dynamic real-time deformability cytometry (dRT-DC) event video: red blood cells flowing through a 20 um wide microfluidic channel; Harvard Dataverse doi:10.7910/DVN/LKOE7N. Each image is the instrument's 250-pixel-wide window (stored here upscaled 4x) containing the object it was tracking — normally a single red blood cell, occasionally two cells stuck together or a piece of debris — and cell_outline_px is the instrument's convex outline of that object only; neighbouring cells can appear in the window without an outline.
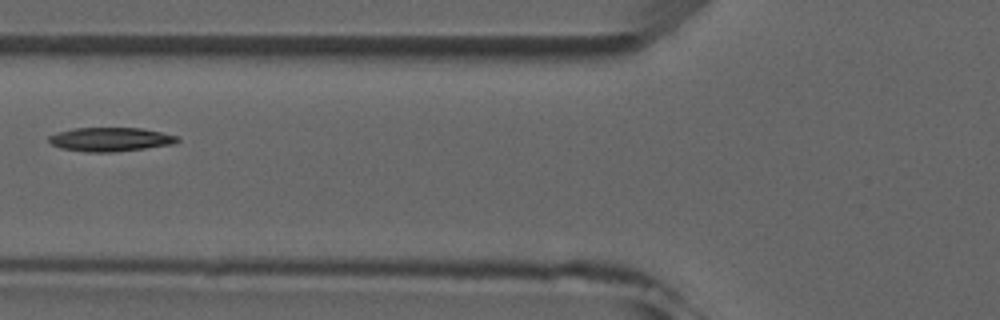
{"species": "common noctule bat (a hibernating species)", "species_latin": "Nyctalus noctula", "temperature_condition": "room temperature", "stored_images_in_passage": 6, "camera_frame_rate_fps": 3000, "um_per_image_px": 0.085, "animal": {"sex": "male", "forearm_length_mm": 52.5}, "frame": {"image": 1, "passage_image": 6, "time_ms": 5.667, "image_size_px": [1000, 320], "cell_outline_px": [[180, 140], [172, 144], [144, 148], [112, 152], [84, 152], [60, 148], [52, 144], [48, 140], [48, 136], [60, 132], [76, 128], [140, 128], [160, 132], [176, 136]], "centroid_in_image_um": [9.35, 11.85], "position_along_channel_um": 116.5, "area_um2": 17.63}}